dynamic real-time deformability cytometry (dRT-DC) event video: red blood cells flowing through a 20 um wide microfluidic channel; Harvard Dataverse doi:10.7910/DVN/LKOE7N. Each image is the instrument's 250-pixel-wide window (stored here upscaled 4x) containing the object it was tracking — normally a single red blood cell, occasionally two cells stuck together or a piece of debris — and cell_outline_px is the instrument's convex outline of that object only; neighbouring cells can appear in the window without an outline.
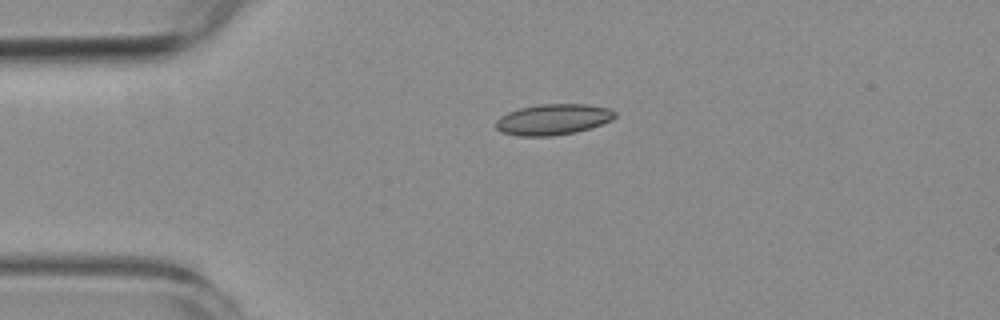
{"species": "common noctule bat (a hibernating species)", "species_latin": "Nyctalus noctula", "temperature_condition": "room temperature", "stored_images_in_passage": 3, "camera_frame_rate_fps": 3000, "um_per_image_px": 0.085, "animal": {"sex": "female", "body_mass_g": 19.3, "forearm_length_mm": 54.1}, "frame": {"image": 1, "passage_image": 1, "time_ms": 0.0, "image_size_px": [1000, 320], "cell_outline_px": [[616, 116], [612, 120], [576, 132], [552, 136], [520, 136], [500, 132], [496, 128], [496, 120], [500, 116], [508, 112], [520, 108], [540, 104], [588, 104], [608, 108], [616, 112]], "centroid_in_image_um": [47.0, 10.15], "position_along_channel_um": 38.0, "area_um2": 21.39}}
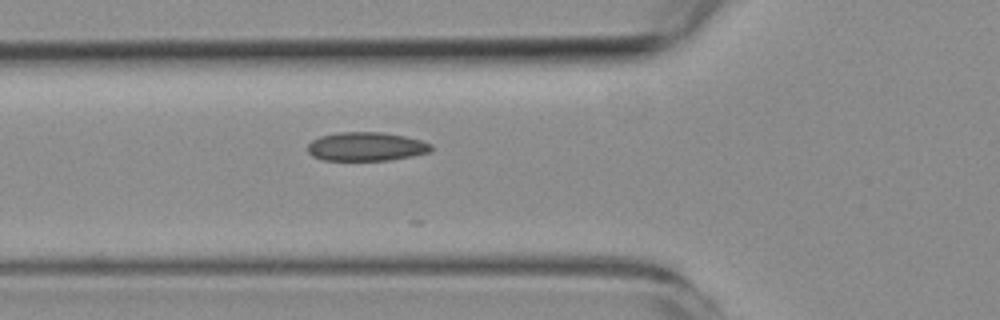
{"frame": {"image": 2, "passage_image": 3, "time_ms": 2.333, "image_size_px": [1000, 320], "cell_outline_px": [[432, 152], [412, 156], [388, 160], [324, 160], [312, 156], [308, 152], [308, 144], [312, 140], [320, 136], [340, 132], [380, 132], [404, 136], [420, 140], [432, 144]], "centroid_in_image_um": [31.13, 12.46], "position_along_channel_um": 94.7, "area_um2": 20.69}}